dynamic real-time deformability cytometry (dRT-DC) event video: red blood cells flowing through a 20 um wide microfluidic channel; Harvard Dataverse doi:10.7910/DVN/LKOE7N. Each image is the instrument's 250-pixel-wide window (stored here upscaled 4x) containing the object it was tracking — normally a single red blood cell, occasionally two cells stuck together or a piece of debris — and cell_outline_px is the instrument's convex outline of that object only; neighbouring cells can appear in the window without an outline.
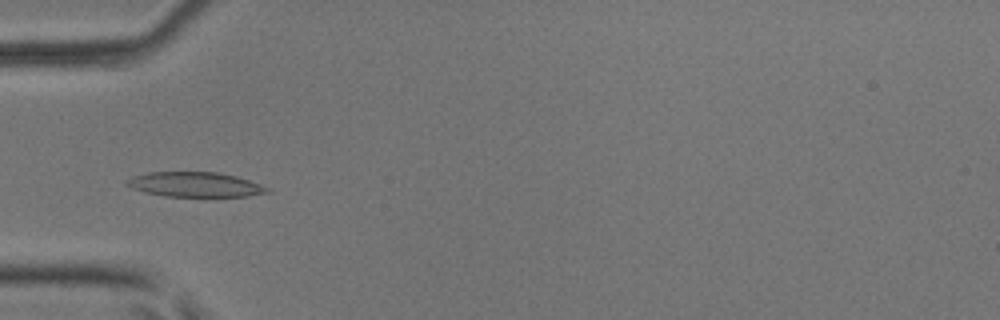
{"species": "common noctule bat (a hibernating species)", "species_latin": "Nyctalus noctula", "temperature_condition": "room temperature", "stored_images_in_passage": 4, "camera_frame_rate_fps": 3000, "um_per_image_px": 0.085, "animal": {"sex": "male", "body_mass_g": 17.9, "forearm_length_mm": 54.2}, "frame": {"image": 1, "passage_image": 4, "time_ms": 1.0, "image_size_px": [1000, 320], "cell_outline_px": [[272, 192], [248, 196], [164, 196], [144, 192], [132, 188], [124, 184], [124, 180], [132, 176], [148, 172], [216, 172], [236, 176], [260, 184], [268, 188]], "centroid_in_image_um": [16.53, 15.68], "position_along_channel_um": 68.5, "area_um2": 20.35}}